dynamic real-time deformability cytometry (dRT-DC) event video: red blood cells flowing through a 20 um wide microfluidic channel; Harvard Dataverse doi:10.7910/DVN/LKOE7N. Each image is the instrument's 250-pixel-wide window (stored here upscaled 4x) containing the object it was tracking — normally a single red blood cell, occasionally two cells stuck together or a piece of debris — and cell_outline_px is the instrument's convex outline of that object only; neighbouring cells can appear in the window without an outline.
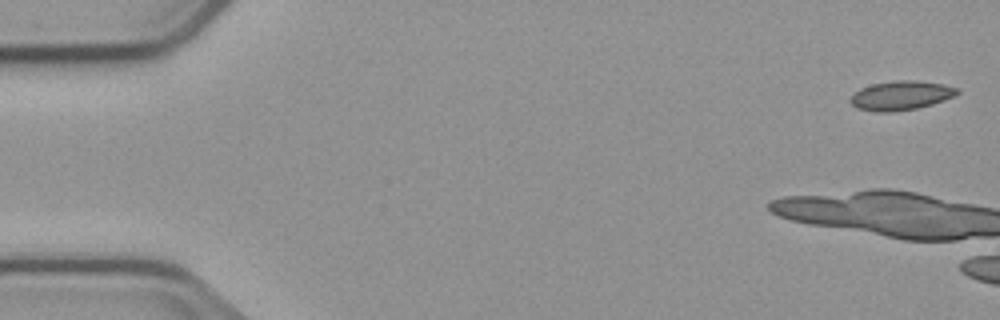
{"species": "common noctule bat (a hibernating species)", "species_latin": "Nyctalus noctula", "temperature_condition": "cold", "stored_images_in_passage": 11, "camera_frame_rate_fps": 3000, "um_per_image_px": 0.085, "animal": {"sex": "male", "body_mass_g": 23.1, "forearm_length_mm": 52.7}, "frame": {"image": 1, "passage_image": 1, "time_ms": 0.0, "image_size_px": [1000, 320], "cell_outline_px": [[960, 92], [944, 100], [932, 104], [916, 108], [892, 112], [876, 112], [856, 108], [848, 100], [860, 88], [872, 84], [896, 80], [916, 80], [944, 84], [960, 88]], "centroid_in_image_um": [76.58, 8.11], "position_along_channel_um": 8.4, "area_um2": 18.21}}
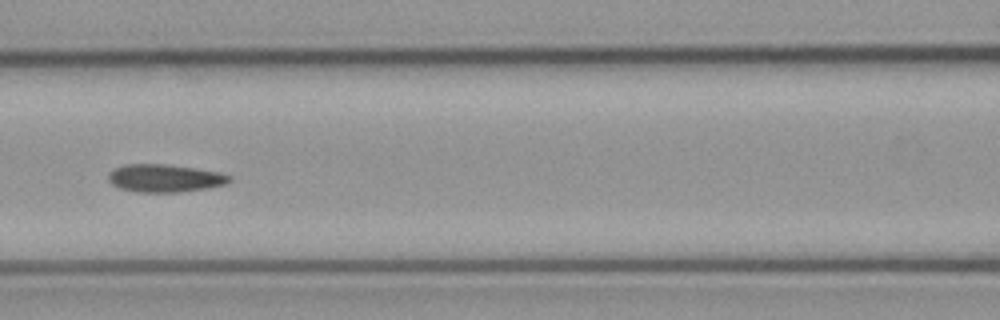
{"frame": {"image": 2, "passage_image": 8, "time_ms": 9.333, "image_size_px": [1000, 320], "cell_outline_px": [[232, 180], [224, 184], [204, 188], [180, 192], [136, 192], [120, 188], [112, 184], [108, 180], [108, 172], [112, 168], [124, 164], [168, 164], [196, 168], [220, 172], [232, 176]], "centroid_in_image_um": [13.97, 15.13], "position_along_channel_um": 152.6, "area_um2": 19.77}}
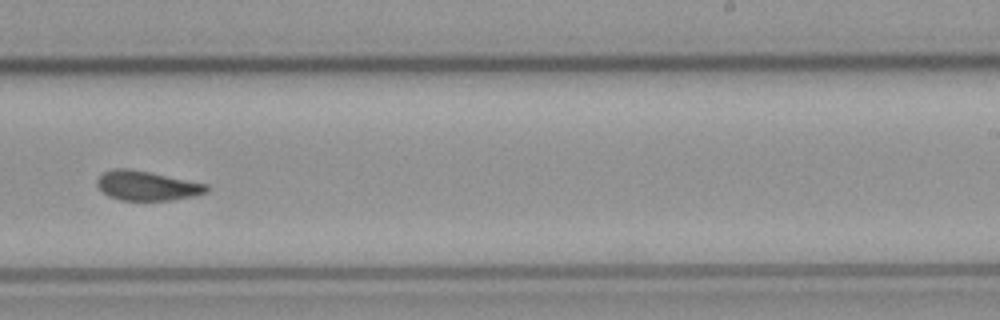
{"frame": {"image": 3, "passage_image": 11, "time_ms": 12.667, "image_size_px": [1000, 320], "cell_outline_px": [[208, 192], [196, 196], [172, 200], [120, 200], [108, 196], [96, 184], [96, 180], [104, 172], [112, 168], [132, 168], [152, 172], [208, 184]], "centroid_in_image_um": [12.51, 15.77], "position_along_channel_um": 276.5, "area_um2": 19.07}}